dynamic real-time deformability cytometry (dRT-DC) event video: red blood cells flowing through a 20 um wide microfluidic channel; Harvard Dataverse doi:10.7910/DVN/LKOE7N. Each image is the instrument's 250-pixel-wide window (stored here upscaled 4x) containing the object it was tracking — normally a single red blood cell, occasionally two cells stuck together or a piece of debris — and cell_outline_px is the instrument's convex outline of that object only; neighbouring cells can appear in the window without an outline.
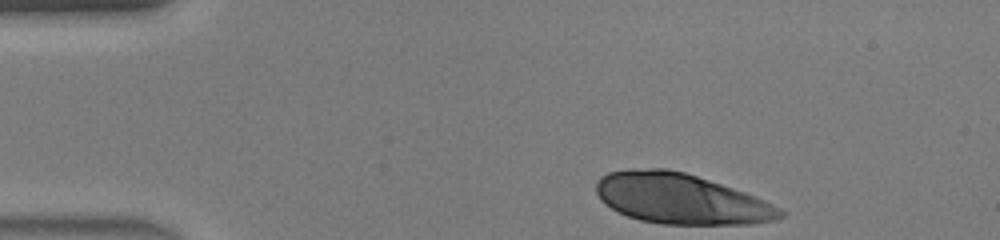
{"species": "human", "species_latin": "Homo sapiens", "temperature_condition": "warm", "stored_images_in_passage": 34, "camera_frame_rate_fps": 3000, "um_per_image_px": 0.085, "donor": {"sex": "male"}, "frame": {"image": 1, "passage_image": 1, "time_ms": 0.0, "image_size_px": [1000, 240], "cell_outline_px": [[784, 216], [776, 220], [752, 224], [660, 224], [640, 220], [628, 216], [604, 204], [600, 200], [596, 192], [596, 180], [600, 176], [608, 172], [628, 168], [668, 168], [684, 172], [744, 192], [764, 200], [780, 208], [784, 212]], "centroid_in_image_um": [57.82, 16.89], "position_along_channel_um": 27.2, "area_um2": 54.04}}